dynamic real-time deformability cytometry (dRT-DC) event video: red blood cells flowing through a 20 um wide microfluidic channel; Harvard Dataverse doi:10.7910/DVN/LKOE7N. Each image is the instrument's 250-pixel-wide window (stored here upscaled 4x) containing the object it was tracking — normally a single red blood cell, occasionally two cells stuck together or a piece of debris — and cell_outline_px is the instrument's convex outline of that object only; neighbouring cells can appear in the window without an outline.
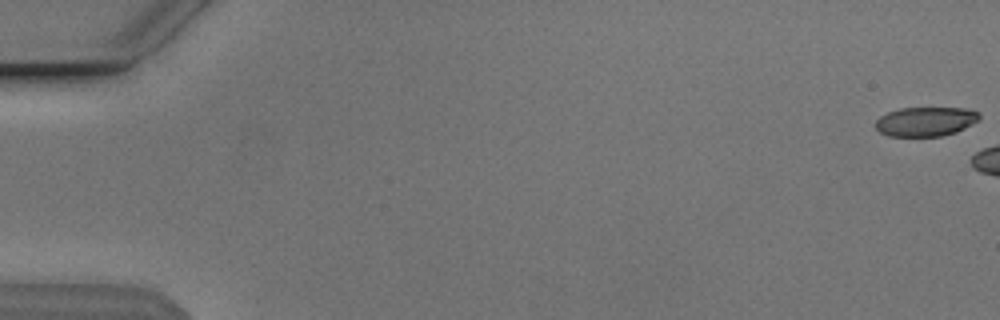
{"species": "Egyptian fruit bat (a non-hibernating species)", "species_latin": "Rousettus aegyptiacus", "temperature_condition": "cold", "stored_images_in_passage": 5, "camera_frame_rate_fps": 3000, "um_per_image_px": 0.085, "animal": {"sex": "male"}, "frame": {"image": 1, "passage_image": 1, "time_ms": 0.0, "image_size_px": [1000, 320], "cell_outline_px": [[980, 120], [956, 132], [940, 136], [888, 136], [880, 132], [876, 128], [876, 120], [880, 116], [888, 112], [900, 108], [964, 108], [980, 112]], "centroid_in_image_um": [78.69, 10.33], "position_along_channel_um": 6.3, "area_um2": 17.74}}